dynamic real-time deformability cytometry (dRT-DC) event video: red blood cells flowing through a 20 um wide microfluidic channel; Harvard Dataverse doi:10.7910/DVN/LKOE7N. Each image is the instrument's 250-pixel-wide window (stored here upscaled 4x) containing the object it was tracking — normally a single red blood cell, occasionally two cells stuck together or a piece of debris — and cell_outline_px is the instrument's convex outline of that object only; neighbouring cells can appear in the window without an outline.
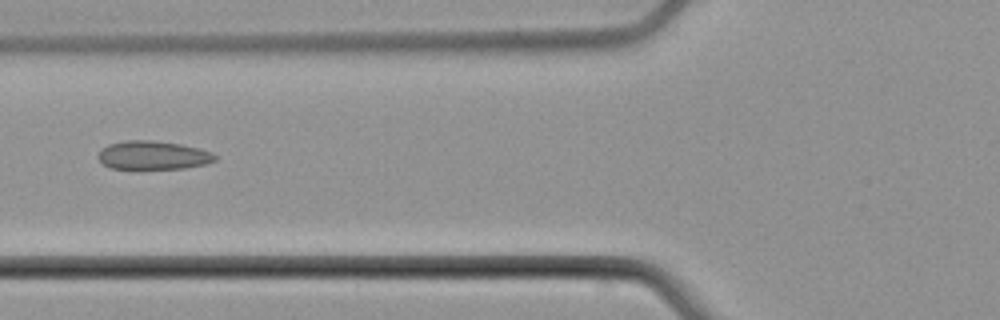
{"species": "common noctule bat (a hibernating species)", "species_latin": "Nyctalus noctula", "temperature_condition": "cold", "stored_images_in_passage": 8, "camera_frame_rate_fps": 3000, "um_per_image_px": 0.085, "animal": {"sex": "male", "body_mass_g": 21.5, "forearm_length_mm": 52.0}, "frame": {"image": 1, "passage_image": 6, "time_ms": 6.333, "image_size_px": [1000, 320], "cell_outline_px": [[216, 160], [204, 164], [184, 168], [112, 168], [104, 164], [100, 160], [100, 152], [108, 144], [124, 140], [152, 140], [180, 144], [212, 152], [216, 156]], "centroid_in_image_um": [13.03, 13.18], "position_along_channel_um": 112.8, "area_um2": 19.02}}
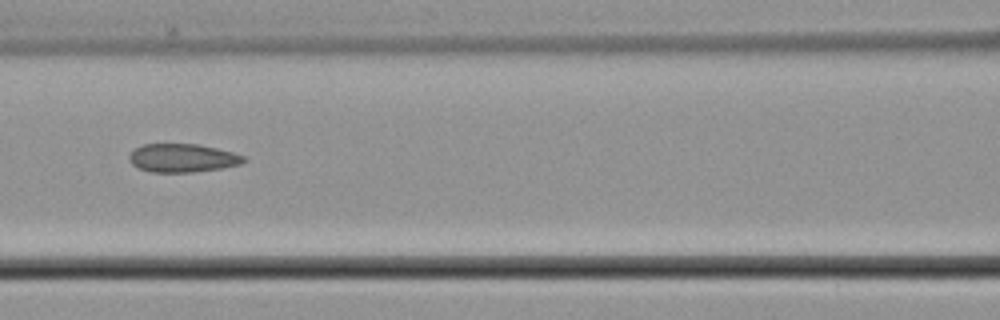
{"frame": {"image": 2, "passage_image": 7, "time_ms": 7.333, "image_size_px": [1000, 320], "cell_outline_px": [[248, 160], [240, 164], [220, 168], [192, 172], [152, 172], [140, 168], [132, 164], [128, 156], [136, 148], [144, 144], [200, 144], [232, 152], [244, 156]], "centroid_in_image_um": [15.53, 13.42], "position_along_channel_um": 151.1, "area_um2": 18.79}}
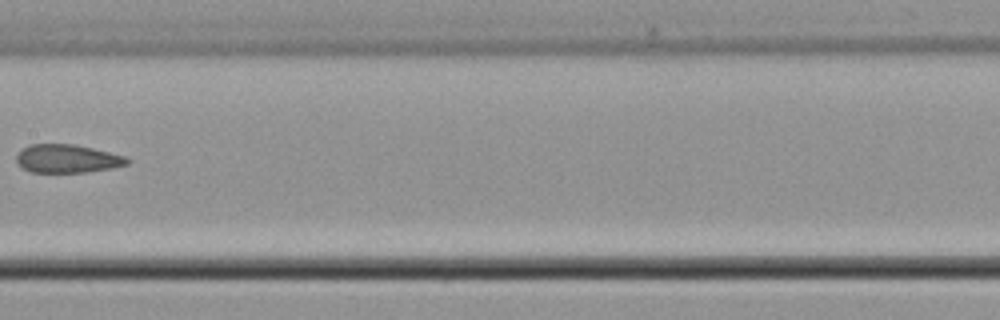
{"frame": {"image": 3, "passage_image": 8, "time_ms": 8.667, "image_size_px": [1000, 320], "cell_outline_px": [[132, 160], [128, 164], [112, 168], [84, 172], [32, 172], [24, 168], [16, 160], [16, 156], [28, 144], [72, 144], [92, 148], [124, 156]], "centroid_in_image_um": [5.74, 13.48], "position_along_channel_um": 201.7, "area_um2": 18.03}}